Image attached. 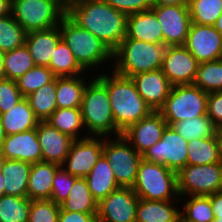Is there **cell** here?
Instances as JSON below:
<instances>
[{
	"instance_id": "1",
	"label": "cell",
	"mask_w": 222,
	"mask_h": 222,
	"mask_svg": "<svg viewBox=\"0 0 222 222\" xmlns=\"http://www.w3.org/2000/svg\"><path fill=\"white\" fill-rule=\"evenodd\" d=\"M66 15L113 52L126 37L127 15L104 0H66Z\"/></svg>"
},
{
	"instance_id": "2",
	"label": "cell",
	"mask_w": 222,
	"mask_h": 222,
	"mask_svg": "<svg viewBox=\"0 0 222 222\" xmlns=\"http://www.w3.org/2000/svg\"><path fill=\"white\" fill-rule=\"evenodd\" d=\"M96 76L107 86L115 125L122 133L153 112L131 77L118 75L112 69Z\"/></svg>"
},
{
	"instance_id": "3",
	"label": "cell",
	"mask_w": 222,
	"mask_h": 222,
	"mask_svg": "<svg viewBox=\"0 0 222 222\" xmlns=\"http://www.w3.org/2000/svg\"><path fill=\"white\" fill-rule=\"evenodd\" d=\"M59 28L62 39L85 72L98 75L112 69L113 52L93 33L80 28L67 15L61 19Z\"/></svg>"
},
{
	"instance_id": "4",
	"label": "cell",
	"mask_w": 222,
	"mask_h": 222,
	"mask_svg": "<svg viewBox=\"0 0 222 222\" xmlns=\"http://www.w3.org/2000/svg\"><path fill=\"white\" fill-rule=\"evenodd\" d=\"M80 110L88 136L122 135L115 125L107 86L96 75L87 83Z\"/></svg>"
},
{
	"instance_id": "5",
	"label": "cell",
	"mask_w": 222,
	"mask_h": 222,
	"mask_svg": "<svg viewBox=\"0 0 222 222\" xmlns=\"http://www.w3.org/2000/svg\"><path fill=\"white\" fill-rule=\"evenodd\" d=\"M166 47L163 43L157 44L124 38L113 51L112 70L125 77L159 70Z\"/></svg>"
},
{
	"instance_id": "6",
	"label": "cell",
	"mask_w": 222,
	"mask_h": 222,
	"mask_svg": "<svg viewBox=\"0 0 222 222\" xmlns=\"http://www.w3.org/2000/svg\"><path fill=\"white\" fill-rule=\"evenodd\" d=\"M139 199L149 201L179 200L177 172L163 164L141 159L132 187Z\"/></svg>"
},
{
	"instance_id": "7",
	"label": "cell",
	"mask_w": 222,
	"mask_h": 222,
	"mask_svg": "<svg viewBox=\"0 0 222 222\" xmlns=\"http://www.w3.org/2000/svg\"><path fill=\"white\" fill-rule=\"evenodd\" d=\"M11 15L26 33L49 29L66 15V0H11Z\"/></svg>"
},
{
	"instance_id": "8",
	"label": "cell",
	"mask_w": 222,
	"mask_h": 222,
	"mask_svg": "<svg viewBox=\"0 0 222 222\" xmlns=\"http://www.w3.org/2000/svg\"><path fill=\"white\" fill-rule=\"evenodd\" d=\"M207 100L208 93L194 84L175 85L158 112L171 126L178 121L206 115Z\"/></svg>"
},
{
	"instance_id": "9",
	"label": "cell",
	"mask_w": 222,
	"mask_h": 222,
	"mask_svg": "<svg viewBox=\"0 0 222 222\" xmlns=\"http://www.w3.org/2000/svg\"><path fill=\"white\" fill-rule=\"evenodd\" d=\"M103 154L112 167L119 187L132 188L137 178L142 155L122 135L104 137Z\"/></svg>"
},
{
	"instance_id": "10",
	"label": "cell",
	"mask_w": 222,
	"mask_h": 222,
	"mask_svg": "<svg viewBox=\"0 0 222 222\" xmlns=\"http://www.w3.org/2000/svg\"><path fill=\"white\" fill-rule=\"evenodd\" d=\"M179 196H208L222 191V163L186 165L177 172Z\"/></svg>"
},
{
	"instance_id": "11",
	"label": "cell",
	"mask_w": 222,
	"mask_h": 222,
	"mask_svg": "<svg viewBox=\"0 0 222 222\" xmlns=\"http://www.w3.org/2000/svg\"><path fill=\"white\" fill-rule=\"evenodd\" d=\"M188 141L181 137L170 125H167L160 141L149 148L142 158L163 164L178 172L187 165Z\"/></svg>"
},
{
	"instance_id": "12",
	"label": "cell",
	"mask_w": 222,
	"mask_h": 222,
	"mask_svg": "<svg viewBox=\"0 0 222 222\" xmlns=\"http://www.w3.org/2000/svg\"><path fill=\"white\" fill-rule=\"evenodd\" d=\"M138 201L131 187H119L98 202V222H136Z\"/></svg>"
},
{
	"instance_id": "13",
	"label": "cell",
	"mask_w": 222,
	"mask_h": 222,
	"mask_svg": "<svg viewBox=\"0 0 222 222\" xmlns=\"http://www.w3.org/2000/svg\"><path fill=\"white\" fill-rule=\"evenodd\" d=\"M103 144L104 137L74 140L61 166L72 176L85 178L103 154Z\"/></svg>"
},
{
	"instance_id": "14",
	"label": "cell",
	"mask_w": 222,
	"mask_h": 222,
	"mask_svg": "<svg viewBox=\"0 0 222 222\" xmlns=\"http://www.w3.org/2000/svg\"><path fill=\"white\" fill-rule=\"evenodd\" d=\"M151 9L161 24L163 44L185 45L191 25L188 5H153Z\"/></svg>"
},
{
	"instance_id": "15",
	"label": "cell",
	"mask_w": 222,
	"mask_h": 222,
	"mask_svg": "<svg viewBox=\"0 0 222 222\" xmlns=\"http://www.w3.org/2000/svg\"><path fill=\"white\" fill-rule=\"evenodd\" d=\"M198 65L184 45L167 46L161 70L173 86L186 85L194 83Z\"/></svg>"
},
{
	"instance_id": "16",
	"label": "cell",
	"mask_w": 222,
	"mask_h": 222,
	"mask_svg": "<svg viewBox=\"0 0 222 222\" xmlns=\"http://www.w3.org/2000/svg\"><path fill=\"white\" fill-rule=\"evenodd\" d=\"M184 46L199 64L222 58V34L213 26L191 23Z\"/></svg>"
},
{
	"instance_id": "17",
	"label": "cell",
	"mask_w": 222,
	"mask_h": 222,
	"mask_svg": "<svg viewBox=\"0 0 222 222\" xmlns=\"http://www.w3.org/2000/svg\"><path fill=\"white\" fill-rule=\"evenodd\" d=\"M167 122L158 111L129 126L122 136L141 155L161 140Z\"/></svg>"
},
{
	"instance_id": "18",
	"label": "cell",
	"mask_w": 222,
	"mask_h": 222,
	"mask_svg": "<svg viewBox=\"0 0 222 222\" xmlns=\"http://www.w3.org/2000/svg\"><path fill=\"white\" fill-rule=\"evenodd\" d=\"M137 92L153 111H159L171 92L173 85L161 69L131 76Z\"/></svg>"
},
{
	"instance_id": "19",
	"label": "cell",
	"mask_w": 222,
	"mask_h": 222,
	"mask_svg": "<svg viewBox=\"0 0 222 222\" xmlns=\"http://www.w3.org/2000/svg\"><path fill=\"white\" fill-rule=\"evenodd\" d=\"M0 152L9 160H20L30 164L42 162V152L36 128L6 135Z\"/></svg>"
},
{
	"instance_id": "20",
	"label": "cell",
	"mask_w": 222,
	"mask_h": 222,
	"mask_svg": "<svg viewBox=\"0 0 222 222\" xmlns=\"http://www.w3.org/2000/svg\"><path fill=\"white\" fill-rule=\"evenodd\" d=\"M36 133L42 152V161L61 166L74 139L67 134L61 133L46 121L38 122Z\"/></svg>"
},
{
	"instance_id": "21",
	"label": "cell",
	"mask_w": 222,
	"mask_h": 222,
	"mask_svg": "<svg viewBox=\"0 0 222 222\" xmlns=\"http://www.w3.org/2000/svg\"><path fill=\"white\" fill-rule=\"evenodd\" d=\"M62 39L59 25L26 33L25 45L36 65L49 66L51 55Z\"/></svg>"
},
{
	"instance_id": "22",
	"label": "cell",
	"mask_w": 222,
	"mask_h": 222,
	"mask_svg": "<svg viewBox=\"0 0 222 222\" xmlns=\"http://www.w3.org/2000/svg\"><path fill=\"white\" fill-rule=\"evenodd\" d=\"M150 43H163L161 24L152 9L127 16L126 37Z\"/></svg>"
},
{
	"instance_id": "23",
	"label": "cell",
	"mask_w": 222,
	"mask_h": 222,
	"mask_svg": "<svg viewBox=\"0 0 222 222\" xmlns=\"http://www.w3.org/2000/svg\"><path fill=\"white\" fill-rule=\"evenodd\" d=\"M94 76L86 72L73 77H56L57 108H80L87 83Z\"/></svg>"
},
{
	"instance_id": "24",
	"label": "cell",
	"mask_w": 222,
	"mask_h": 222,
	"mask_svg": "<svg viewBox=\"0 0 222 222\" xmlns=\"http://www.w3.org/2000/svg\"><path fill=\"white\" fill-rule=\"evenodd\" d=\"M180 201H149L139 199L136 222H179Z\"/></svg>"
},
{
	"instance_id": "25",
	"label": "cell",
	"mask_w": 222,
	"mask_h": 222,
	"mask_svg": "<svg viewBox=\"0 0 222 222\" xmlns=\"http://www.w3.org/2000/svg\"><path fill=\"white\" fill-rule=\"evenodd\" d=\"M60 165L49 162L32 164L27 187V197L32 200H49L51 198L53 179Z\"/></svg>"
},
{
	"instance_id": "26",
	"label": "cell",
	"mask_w": 222,
	"mask_h": 222,
	"mask_svg": "<svg viewBox=\"0 0 222 222\" xmlns=\"http://www.w3.org/2000/svg\"><path fill=\"white\" fill-rule=\"evenodd\" d=\"M85 180L93 198L97 202L119 188L112 167L104 154L101 155L98 162L85 177Z\"/></svg>"
},
{
	"instance_id": "27",
	"label": "cell",
	"mask_w": 222,
	"mask_h": 222,
	"mask_svg": "<svg viewBox=\"0 0 222 222\" xmlns=\"http://www.w3.org/2000/svg\"><path fill=\"white\" fill-rule=\"evenodd\" d=\"M31 166L32 164L20 160H5L2 168L5 195L27 197Z\"/></svg>"
},
{
	"instance_id": "28",
	"label": "cell",
	"mask_w": 222,
	"mask_h": 222,
	"mask_svg": "<svg viewBox=\"0 0 222 222\" xmlns=\"http://www.w3.org/2000/svg\"><path fill=\"white\" fill-rule=\"evenodd\" d=\"M0 117L6 135L35 129L39 122L25 97L12 110L0 114Z\"/></svg>"
},
{
	"instance_id": "29",
	"label": "cell",
	"mask_w": 222,
	"mask_h": 222,
	"mask_svg": "<svg viewBox=\"0 0 222 222\" xmlns=\"http://www.w3.org/2000/svg\"><path fill=\"white\" fill-rule=\"evenodd\" d=\"M46 122L74 140L89 137L83 124L80 108H57Z\"/></svg>"
},
{
	"instance_id": "30",
	"label": "cell",
	"mask_w": 222,
	"mask_h": 222,
	"mask_svg": "<svg viewBox=\"0 0 222 222\" xmlns=\"http://www.w3.org/2000/svg\"><path fill=\"white\" fill-rule=\"evenodd\" d=\"M97 204L85 178L77 177L69 191L68 198L60 205V209L70 212L97 213Z\"/></svg>"
},
{
	"instance_id": "31",
	"label": "cell",
	"mask_w": 222,
	"mask_h": 222,
	"mask_svg": "<svg viewBox=\"0 0 222 222\" xmlns=\"http://www.w3.org/2000/svg\"><path fill=\"white\" fill-rule=\"evenodd\" d=\"M179 201L181 221L213 222L215 220L209 196H180Z\"/></svg>"
},
{
	"instance_id": "32",
	"label": "cell",
	"mask_w": 222,
	"mask_h": 222,
	"mask_svg": "<svg viewBox=\"0 0 222 222\" xmlns=\"http://www.w3.org/2000/svg\"><path fill=\"white\" fill-rule=\"evenodd\" d=\"M219 143L215 137L188 141L187 165H206L219 163Z\"/></svg>"
},
{
	"instance_id": "33",
	"label": "cell",
	"mask_w": 222,
	"mask_h": 222,
	"mask_svg": "<svg viewBox=\"0 0 222 222\" xmlns=\"http://www.w3.org/2000/svg\"><path fill=\"white\" fill-rule=\"evenodd\" d=\"M25 98L39 121H46L57 109L56 77Z\"/></svg>"
},
{
	"instance_id": "34",
	"label": "cell",
	"mask_w": 222,
	"mask_h": 222,
	"mask_svg": "<svg viewBox=\"0 0 222 222\" xmlns=\"http://www.w3.org/2000/svg\"><path fill=\"white\" fill-rule=\"evenodd\" d=\"M171 127L185 140L215 137L219 128L206 115L175 122Z\"/></svg>"
},
{
	"instance_id": "35",
	"label": "cell",
	"mask_w": 222,
	"mask_h": 222,
	"mask_svg": "<svg viewBox=\"0 0 222 222\" xmlns=\"http://www.w3.org/2000/svg\"><path fill=\"white\" fill-rule=\"evenodd\" d=\"M48 67L55 77H73L86 73L75 60L72 51L63 39L54 49Z\"/></svg>"
},
{
	"instance_id": "36",
	"label": "cell",
	"mask_w": 222,
	"mask_h": 222,
	"mask_svg": "<svg viewBox=\"0 0 222 222\" xmlns=\"http://www.w3.org/2000/svg\"><path fill=\"white\" fill-rule=\"evenodd\" d=\"M35 65L25 44L11 51L4 52L5 79L16 81Z\"/></svg>"
},
{
	"instance_id": "37",
	"label": "cell",
	"mask_w": 222,
	"mask_h": 222,
	"mask_svg": "<svg viewBox=\"0 0 222 222\" xmlns=\"http://www.w3.org/2000/svg\"><path fill=\"white\" fill-rule=\"evenodd\" d=\"M193 84L206 93L222 91V58L200 63Z\"/></svg>"
},
{
	"instance_id": "38",
	"label": "cell",
	"mask_w": 222,
	"mask_h": 222,
	"mask_svg": "<svg viewBox=\"0 0 222 222\" xmlns=\"http://www.w3.org/2000/svg\"><path fill=\"white\" fill-rule=\"evenodd\" d=\"M31 200L28 197L2 195L0 197V222H28Z\"/></svg>"
},
{
	"instance_id": "39",
	"label": "cell",
	"mask_w": 222,
	"mask_h": 222,
	"mask_svg": "<svg viewBox=\"0 0 222 222\" xmlns=\"http://www.w3.org/2000/svg\"><path fill=\"white\" fill-rule=\"evenodd\" d=\"M191 23L213 26L222 14V0H189Z\"/></svg>"
},
{
	"instance_id": "40",
	"label": "cell",
	"mask_w": 222,
	"mask_h": 222,
	"mask_svg": "<svg viewBox=\"0 0 222 222\" xmlns=\"http://www.w3.org/2000/svg\"><path fill=\"white\" fill-rule=\"evenodd\" d=\"M26 31L8 15L0 18V51L7 52L25 44Z\"/></svg>"
},
{
	"instance_id": "41",
	"label": "cell",
	"mask_w": 222,
	"mask_h": 222,
	"mask_svg": "<svg viewBox=\"0 0 222 222\" xmlns=\"http://www.w3.org/2000/svg\"><path fill=\"white\" fill-rule=\"evenodd\" d=\"M55 78L52 70L47 66L35 65L18 80L17 87L23 97L30 95Z\"/></svg>"
},
{
	"instance_id": "42",
	"label": "cell",
	"mask_w": 222,
	"mask_h": 222,
	"mask_svg": "<svg viewBox=\"0 0 222 222\" xmlns=\"http://www.w3.org/2000/svg\"><path fill=\"white\" fill-rule=\"evenodd\" d=\"M60 206L52 200H32L28 222H58Z\"/></svg>"
},
{
	"instance_id": "43",
	"label": "cell",
	"mask_w": 222,
	"mask_h": 222,
	"mask_svg": "<svg viewBox=\"0 0 222 222\" xmlns=\"http://www.w3.org/2000/svg\"><path fill=\"white\" fill-rule=\"evenodd\" d=\"M76 178L60 166L55 172L50 200L60 206L68 198Z\"/></svg>"
},
{
	"instance_id": "44",
	"label": "cell",
	"mask_w": 222,
	"mask_h": 222,
	"mask_svg": "<svg viewBox=\"0 0 222 222\" xmlns=\"http://www.w3.org/2000/svg\"><path fill=\"white\" fill-rule=\"evenodd\" d=\"M23 98L16 81L0 79V114L12 110Z\"/></svg>"
},
{
	"instance_id": "45",
	"label": "cell",
	"mask_w": 222,
	"mask_h": 222,
	"mask_svg": "<svg viewBox=\"0 0 222 222\" xmlns=\"http://www.w3.org/2000/svg\"><path fill=\"white\" fill-rule=\"evenodd\" d=\"M117 11L127 16L133 13L149 10L153 7V0H104Z\"/></svg>"
},
{
	"instance_id": "46",
	"label": "cell",
	"mask_w": 222,
	"mask_h": 222,
	"mask_svg": "<svg viewBox=\"0 0 222 222\" xmlns=\"http://www.w3.org/2000/svg\"><path fill=\"white\" fill-rule=\"evenodd\" d=\"M207 116L222 129V91L208 93Z\"/></svg>"
},
{
	"instance_id": "47",
	"label": "cell",
	"mask_w": 222,
	"mask_h": 222,
	"mask_svg": "<svg viewBox=\"0 0 222 222\" xmlns=\"http://www.w3.org/2000/svg\"><path fill=\"white\" fill-rule=\"evenodd\" d=\"M58 222H98L97 213H81L59 210Z\"/></svg>"
},
{
	"instance_id": "48",
	"label": "cell",
	"mask_w": 222,
	"mask_h": 222,
	"mask_svg": "<svg viewBox=\"0 0 222 222\" xmlns=\"http://www.w3.org/2000/svg\"><path fill=\"white\" fill-rule=\"evenodd\" d=\"M215 219L222 216V191L208 195Z\"/></svg>"
},
{
	"instance_id": "49",
	"label": "cell",
	"mask_w": 222,
	"mask_h": 222,
	"mask_svg": "<svg viewBox=\"0 0 222 222\" xmlns=\"http://www.w3.org/2000/svg\"><path fill=\"white\" fill-rule=\"evenodd\" d=\"M189 0H153V5L169 6V5H188Z\"/></svg>"
},
{
	"instance_id": "50",
	"label": "cell",
	"mask_w": 222,
	"mask_h": 222,
	"mask_svg": "<svg viewBox=\"0 0 222 222\" xmlns=\"http://www.w3.org/2000/svg\"><path fill=\"white\" fill-rule=\"evenodd\" d=\"M11 14V0H0V18Z\"/></svg>"
},
{
	"instance_id": "51",
	"label": "cell",
	"mask_w": 222,
	"mask_h": 222,
	"mask_svg": "<svg viewBox=\"0 0 222 222\" xmlns=\"http://www.w3.org/2000/svg\"><path fill=\"white\" fill-rule=\"evenodd\" d=\"M217 138L219 143V157H220V162L222 163V129H219Z\"/></svg>"
},
{
	"instance_id": "52",
	"label": "cell",
	"mask_w": 222,
	"mask_h": 222,
	"mask_svg": "<svg viewBox=\"0 0 222 222\" xmlns=\"http://www.w3.org/2000/svg\"><path fill=\"white\" fill-rule=\"evenodd\" d=\"M0 79H4V52L0 51Z\"/></svg>"
},
{
	"instance_id": "53",
	"label": "cell",
	"mask_w": 222,
	"mask_h": 222,
	"mask_svg": "<svg viewBox=\"0 0 222 222\" xmlns=\"http://www.w3.org/2000/svg\"><path fill=\"white\" fill-rule=\"evenodd\" d=\"M213 27L222 34V14L217 18Z\"/></svg>"
},
{
	"instance_id": "54",
	"label": "cell",
	"mask_w": 222,
	"mask_h": 222,
	"mask_svg": "<svg viewBox=\"0 0 222 222\" xmlns=\"http://www.w3.org/2000/svg\"><path fill=\"white\" fill-rule=\"evenodd\" d=\"M5 138H6V133H5L4 128L2 126V121H1V117H0V149H1L2 143L4 142Z\"/></svg>"
},
{
	"instance_id": "55",
	"label": "cell",
	"mask_w": 222,
	"mask_h": 222,
	"mask_svg": "<svg viewBox=\"0 0 222 222\" xmlns=\"http://www.w3.org/2000/svg\"><path fill=\"white\" fill-rule=\"evenodd\" d=\"M3 179H4V177H3V174L1 173L0 174V197L2 195H5Z\"/></svg>"
},
{
	"instance_id": "56",
	"label": "cell",
	"mask_w": 222,
	"mask_h": 222,
	"mask_svg": "<svg viewBox=\"0 0 222 222\" xmlns=\"http://www.w3.org/2000/svg\"><path fill=\"white\" fill-rule=\"evenodd\" d=\"M5 160H6V158L0 152V174L2 173V168H3V164H4Z\"/></svg>"
},
{
	"instance_id": "57",
	"label": "cell",
	"mask_w": 222,
	"mask_h": 222,
	"mask_svg": "<svg viewBox=\"0 0 222 222\" xmlns=\"http://www.w3.org/2000/svg\"><path fill=\"white\" fill-rule=\"evenodd\" d=\"M213 222H222V216H220L218 219H215Z\"/></svg>"
}]
</instances>
